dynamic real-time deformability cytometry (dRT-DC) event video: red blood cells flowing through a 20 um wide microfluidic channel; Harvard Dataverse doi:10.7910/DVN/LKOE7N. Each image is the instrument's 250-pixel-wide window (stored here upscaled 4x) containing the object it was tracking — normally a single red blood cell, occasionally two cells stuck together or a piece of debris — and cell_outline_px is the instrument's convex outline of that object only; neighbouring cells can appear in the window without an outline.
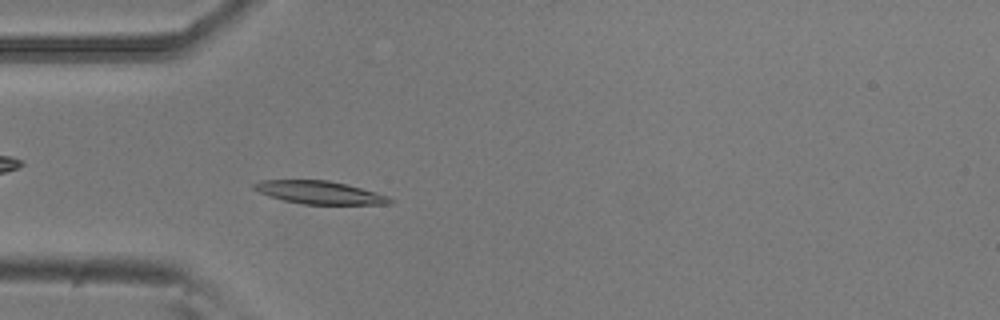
{"species": "common noctule bat (a hibernating species)", "species_latin": "Nyctalus noctula", "temperature_condition": "room temperature", "stored_images_in_passage": 45, "camera_frame_rate_fps": 3000, "um_per_image_px": 0.085, "animal": {"sex": "male", "body_mass_g": 20.5, "forearm_length_mm": 52.5}, "frame": {"image": 1, "passage_image": 7, "time_ms": 2.0, "image_size_px": [1000, 320], "cell_outline_px": [[396, 200], [392, 204], [304, 204], [284, 200], [268, 196], [252, 188], [252, 184], [264, 180], [328, 180], [376, 192], [388, 196]], "centroid_in_image_um": [27.19, 16.37], "position_along_channel_um": 57.8, "area_um2": 18.03}}
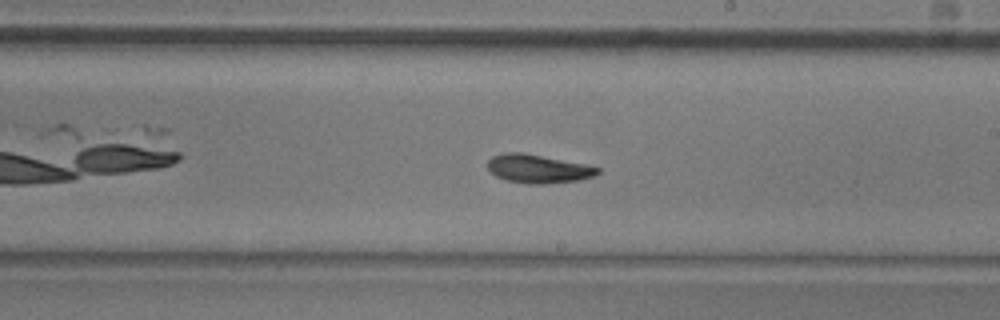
{"frame": {"image": 2, "passage_image": 22, "time_ms": 7.0, "image_size_px": [1000, 320], "cell_outline_px": [[600, 172], [596, 176], [580, 180], [544, 184], [528, 184], [508, 180], [496, 176], [488, 168], [488, 160], [492, 156], [504, 152], [524, 152], [584, 164], [600, 168]], "centroid_in_image_um": [45.75, 14.34], "position_along_channel_um": 243.2, "area_um2": 18.32}}
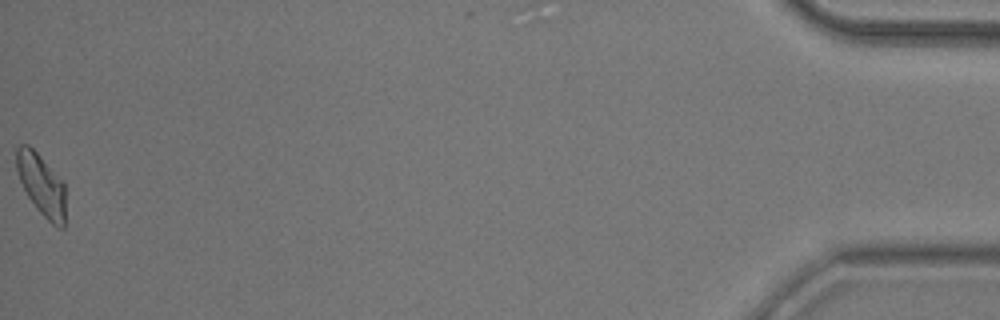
{"frame": {"image": 3, "passage_image": 45, "time_ms": 14.667, "image_size_px": [1000, 320], "cell_outline_px": [[64, 228], [60, 228], [52, 224], [36, 208], [28, 196], [20, 180], [16, 168], [16, 148], [20, 144], [28, 144], [40, 156], [64, 184]], "centroid_in_image_um": [3.5, 15.7], "position_along_channel_um": 431.7, "area_um2": 17.17}, "authors_computed_cell_mechanics": {"area_um2": 18.0336, "velocity_mm_per_s": 3.7612, "shape_relaxation_time_tau1_ms": 3.7274, "shape_relaxation_time_tau2_ms": 5.5164, "deformation_change_tau1": 0.1326, "deformation_change_tau2": 0.1034}}